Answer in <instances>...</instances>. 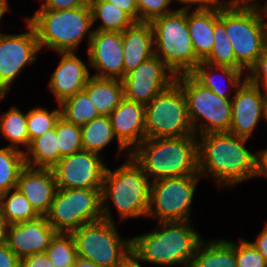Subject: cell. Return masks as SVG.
I'll use <instances>...</instances> for the list:
<instances>
[{
    "instance_id": "f546056e",
    "label": "cell",
    "mask_w": 267,
    "mask_h": 267,
    "mask_svg": "<svg viewBox=\"0 0 267 267\" xmlns=\"http://www.w3.org/2000/svg\"><path fill=\"white\" fill-rule=\"evenodd\" d=\"M0 134L9 142L7 147L24 153L29 148L27 113L20 110L18 105L8 108L0 115Z\"/></svg>"
},
{
    "instance_id": "d590c367",
    "label": "cell",
    "mask_w": 267,
    "mask_h": 267,
    "mask_svg": "<svg viewBox=\"0 0 267 267\" xmlns=\"http://www.w3.org/2000/svg\"><path fill=\"white\" fill-rule=\"evenodd\" d=\"M61 117V109L58 104L57 108L51 111L43 106L31 108L27 112V129L30 142L42 135L45 131L55 128L57 121Z\"/></svg>"
},
{
    "instance_id": "e0dca14e",
    "label": "cell",
    "mask_w": 267,
    "mask_h": 267,
    "mask_svg": "<svg viewBox=\"0 0 267 267\" xmlns=\"http://www.w3.org/2000/svg\"><path fill=\"white\" fill-rule=\"evenodd\" d=\"M266 96L259 86L246 79L231 99L229 133L250 139L264 120Z\"/></svg>"
},
{
    "instance_id": "8992f818",
    "label": "cell",
    "mask_w": 267,
    "mask_h": 267,
    "mask_svg": "<svg viewBox=\"0 0 267 267\" xmlns=\"http://www.w3.org/2000/svg\"><path fill=\"white\" fill-rule=\"evenodd\" d=\"M25 19L33 26L41 51L77 52L84 38L89 46L94 31L89 3L62 11L38 8Z\"/></svg>"
},
{
    "instance_id": "484cf974",
    "label": "cell",
    "mask_w": 267,
    "mask_h": 267,
    "mask_svg": "<svg viewBox=\"0 0 267 267\" xmlns=\"http://www.w3.org/2000/svg\"><path fill=\"white\" fill-rule=\"evenodd\" d=\"M187 24L196 57L204 61L214 45V7L187 10Z\"/></svg>"
},
{
    "instance_id": "603a6c76",
    "label": "cell",
    "mask_w": 267,
    "mask_h": 267,
    "mask_svg": "<svg viewBox=\"0 0 267 267\" xmlns=\"http://www.w3.org/2000/svg\"><path fill=\"white\" fill-rule=\"evenodd\" d=\"M124 77L154 55V33L150 22H135L122 32Z\"/></svg>"
},
{
    "instance_id": "7a4b0ae2",
    "label": "cell",
    "mask_w": 267,
    "mask_h": 267,
    "mask_svg": "<svg viewBox=\"0 0 267 267\" xmlns=\"http://www.w3.org/2000/svg\"><path fill=\"white\" fill-rule=\"evenodd\" d=\"M188 221L157 222L147 233L131 237V248L148 265L188 267L204 237Z\"/></svg>"
},
{
    "instance_id": "9f6ffc18",
    "label": "cell",
    "mask_w": 267,
    "mask_h": 267,
    "mask_svg": "<svg viewBox=\"0 0 267 267\" xmlns=\"http://www.w3.org/2000/svg\"><path fill=\"white\" fill-rule=\"evenodd\" d=\"M264 8H265V11H266V14H267V1H264V4H263Z\"/></svg>"
},
{
    "instance_id": "816d5d0a",
    "label": "cell",
    "mask_w": 267,
    "mask_h": 267,
    "mask_svg": "<svg viewBox=\"0 0 267 267\" xmlns=\"http://www.w3.org/2000/svg\"><path fill=\"white\" fill-rule=\"evenodd\" d=\"M9 0H0V33H3L1 30V22L3 20L4 14L9 11L10 5H9Z\"/></svg>"
},
{
    "instance_id": "d6a6232c",
    "label": "cell",
    "mask_w": 267,
    "mask_h": 267,
    "mask_svg": "<svg viewBox=\"0 0 267 267\" xmlns=\"http://www.w3.org/2000/svg\"><path fill=\"white\" fill-rule=\"evenodd\" d=\"M204 62L237 68V61L225 25L219 20V5L214 7V45Z\"/></svg>"
},
{
    "instance_id": "1f68e13d",
    "label": "cell",
    "mask_w": 267,
    "mask_h": 267,
    "mask_svg": "<svg viewBox=\"0 0 267 267\" xmlns=\"http://www.w3.org/2000/svg\"><path fill=\"white\" fill-rule=\"evenodd\" d=\"M1 213L8 224L29 221L40 216L17 188L1 194Z\"/></svg>"
},
{
    "instance_id": "ffe728a7",
    "label": "cell",
    "mask_w": 267,
    "mask_h": 267,
    "mask_svg": "<svg viewBox=\"0 0 267 267\" xmlns=\"http://www.w3.org/2000/svg\"><path fill=\"white\" fill-rule=\"evenodd\" d=\"M16 188L40 216H46L49 213L58 189L52 169L29 166L21 170Z\"/></svg>"
},
{
    "instance_id": "9a60e30c",
    "label": "cell",
    "mask_w": 267,
    "mask_h": 267,
    "mask_svg": "<svg viewBox=\"0 0 267 267\" xmlns=\"http://www.w3.org/2000/svg\"><path fill=\"white\" fill-rule=\"evenodd\" d=\"M175 79L176 75L153 55L122 79L124 98L146 105Z\"/></svg>"
},
{
    "instance_id": "44dd1931",
    "label": "cell",
    "mask_w": 267,
    "mask_h": 267,
    "mask_svg": "<svg viewBox=\"0 0 267 267\" xmlns=\"http://www.w3.org/2000/svg\"><path fill=\"white\" fill-rule=\"evenodd\" d=\"M118 141L131 153L145 138V105L123 98L109 115Z\"/></svg>"
},
{
    "instance_id": "3957f363",
    "label": "cell",
    "mask_w": 267,
    "mask_h": 267,
    "mask_svg": "<svg viewBox=\"0 0 267 267\" xmlns=\"http://www.w3.org/2000/svg\"><path fill=\"white\" fill-rule=\"evenodd\" d=\"M114 170L106 168L102 183V218L115 223L111 212L119 215V223L128 219L147 217L151 181L130 156Z\"/></svg>"
},
{
    "instance_id": "74e56055",
    "label": "cell",
    "mask_w": 267,
    "mask_h": 267,
    "mask_svg": "<svg viewBox=\"0 0 267 267\" xmlns=\"http://www.w3.org/2000/svg\"><path fill=\"white\" fill-rule=\"evenodd\" d=\"M241 238V239H240ZM236 242L237 267H267L264 259L254 245L247 239L240 237Z\"/></svg>"
},
{
    "instance_id": "f6af8a7d",
    "label": "cell",
    "mask_w": 267,
    "mask_h": 267,
    "mask_svg": "<svg viewBox=\"0 0 267 267\" xmlns=\"http://www.w3.org/2000/svg\"><path fill=\"white\" fill-rule=\"evenodd\" d=\"M126 12L135 22H139L137 0H105Z\"/></svg>"
},
{
    "instance_id": "8fae6325",
    "label": "cell",
    "mask_w": 267,
    "mask_h": 267,
    "mask_svg": "<svg viewBox=\"0 0 267 267\" xmlns=\"http://www.w3.org/2000/svg\"><path fill=\"white\" fill-rule=\"evenodd\" d=\"M116 224L102 219L71 232L77 256L101 267H116L131 249V237L123 238Z\"/></svg>"
},
{
    "instance_id": "e575fe53",
    "label": "cell",
    "mask_w": 267,
    "mask_h": 267,
    "mask_svg": "<svg viewBox=\"0 0 267 267\" xmlns=\"http://www.w3.org/2000/svg\"><path fill=\"white\" fill-rule=\"evenodd\" d=\"M53 267H73L77 251L71 233H57L45 251Z\"/></svg>"
},
{
    "instance_id": "f5cc1de1",
    "label": "cell",
    "mask_w": 267,
    "mask_h": 267,
    "mask_svg": "<svg viewBox=\"0 0 267 267\" xmlns=\"http://www.w3.org/2000/svg\"><path fill=\"white\" fill-rule=\"evenodd\" d=\"M264 123L267 125V97L265 99Z\"/></svg>"
},
{
    "instance_id": "4fadbf2b",
    "label": "cell",
    "mask_w": 267,
    "mask_h": 267,
    "mask_svg": "<svg viewBox=\"0 0 267 267\" xmlns=\"http://www.w3.org/2000/svg\"><path fill=\"white\" fill-rule=\"evenodd\" d=\"M23 33H0V95L8 96L16 79L41 53L33 26L24 18Z\"/></svg>"
},
{
    "instance_id": "6da1fadb",
    "label": "cell",
    "mask_w": 267,
    "mask_h": 267,
    "mask_svg": "<svg viewBox=\"0 0 267 267\" xmlns=\"http://www.w3.org/2000/svg\"><path fill=\"white\" fill-rule=\"evenodd\" d=\"M197 140L199 175L214 181L218 190L256 179L257 150L246 147L249 139L219 132L198 135Z\"/></svg>"
},
{
    "instance_id": "f35d334b",
    "label": "cell",
    "mask_w": 267,
    "mask_h": 267,
    "mask_svg": "<svg viewBox=\"0 0 267 267\" xmlns=\"http://www.w3.org/2000/svg\"><path fill=\"white\" fill-rule=\"evenodd\" d=\"M171 0H137L139 22H151L153 19L173 12Z\"/></svg>"
},
{
    "instance_id": "7bdbcfd3",
    "label": "cell",
    "mask_w": 267,
    "mask_h": 267,
    "mask_svg": "<svg viewBox=\"0 0 267 267\" xmlns=\"http://www.w3.org/2000/svg\"><path fill=\"white\" fill-rule=\"evenodd\" d=\"M20 267H53V265L44 251L20 259Z\"/></svg>"
},
{
    "instance_id": "7dc6e473",
    "label": "cell",
    "mask_w": 267,
    "mask_h": 267,
    "mask_svg": "<svg viewBox=\"0 0 267 267\" xmlns=\"http://www.w3.org/2000/svg\"><path fill=\"white\" fill-rule=\"evenodd\" d=\"M145 264L146 263L131 248L116 267H143Z\"/></svg>"
},
{
    "instance_id": "30bf717a",
    "label": "cell",
    "mask_w": 267,
    "mask_h": 267,
    "mask_svg": "<svg viewBox=\"0 0 267 267\" xmlns=\"http://www.w3.org/2000/svg\"><path fill=\"white\" fill-rule=\"evenodd\" d=\"M199 174L170 177L151 182L147 220L156 222L192 220L191 210Z\"/></svg>"
},
{
    "instance_id": "60d3db41",
    "label": "cell",
    "mask_w": 267,
    "mask_h": 267,
    "mask_svg": "<svg viewBox=\"0 0 267 267\" xmlns=\"http://www.w3.org/2000/svg\"><path fill=\"white\" fill-rule=\"evenodd\" d=\"M42 5L39 8L62 11L79 8L88 4L89 0H39Z\"/></svg>"
},
{
    "instance_id": "ba28073f",
    "label": "cell",
    "mask_w": 267,
    "mask_h": 267,
    "mask_svg": "<svg viewBox=\"0 0 267 267\" xmlns=\"http://www.w3.org/2000/svg\"><path fill=\"white\" fill-rule=\"evenodd\" d=\"M175 81L184 91L189 121L196 136L229 132L231 99L218 96L191 74L178 75Z\"/></svg>"
},
{
    "instance_id": "5b68a950",
    "label": "cell",
    "mask_w": 267,
    "mask_h": 267,
    "mask_svg": "<svg viewBox=\"0 0 267 267\" xmlns=\"http://www.w3.org/2000/svg\"><path fill=\"white\" fill-rule=\"evenodd\" d=\"M151 182L199 174L196 135L175 138H145L131 153Z\"/></svg>"
},
{
    "instance_id": "d4e9b609",
    "label": "cell",
    "mask_w": 267,
    "mask_h": 267,
    "mask_svg": "<svg viewBox=\"0 0 267 267\" xmlns=\"http://www.w3.org/2000/svg\"><path fill=\"white\" fill-rule=\"evenodd\" d=\"M81 139L83 150L102 156H104L102 150L107 148L115 140L117 141L118 148L116 160H119L122 154L125 156L123 157L124 159L130 157V152L116 138L109 116L100 115L87 124H84L81 127Z\"/></svg>"
},
{
    "instance_id": "680465c9",
    "label": "cell",
    "mask_w": 267,
    "mask_h": 267,
    "mask_svg": "<svg viewBox=\"0 0 267 267\" xmlns=\"http://www.w3.org/2000/svg\"><path fill=\"white\" fill-rule=\"evenodd\" d=\"M0 212H1V194H0Z\"/></svg>"
},
{
    "instance_id": "277c9868",
    "label": "cell",
    "mask_w": 267,
    "mask_h": 267,
    "mask_svg": "<svg viewBox=\"0 0 267 267\" xmlns=\"http://www.w3.org/2000/svg\"><path fill=\"white\" fill-rule=\"evenodd\" d=\"M219 20L225 25L237 69L248 71L267 49V14L263 4H219Z\"/></svg>"
},
{
    "instance_id": "2e32d148",
    "label": "cell",
    "mask_w": 267,
    "mask_h": 267,
    "mask_svg": "<svg viewBox=\"0 0 267 267\" xmlns=\"http://www.w3.org/2000/svg\"><path fill=\"white\" fill-rule=\"evenodd\" d=\"M122 32L94 30L86 51L92 76L99 78H124Z\"/></svg>"
},
{
    "instance_id": "7c38bea8",
    "label": "cell",
    "mask_w": 267,
    "mask_h": 267,
    "mask_svg": "<svg viewBox=\"0 0 267 267\" xmlns=\"http://www.w3.org/2000/svg\"><path fill=\"white\" fill-rule=\"evenodd\" d=\"M102 189L58 188L46 215L58 233H71L84 224L102 220Z\"/></svg>"
},
{
    "instance_id": "8d00e7d4",
    "label": "cell",
    "mask_w": 267,
    "mask_h": 267,
    "mask_svg": "<svg viewBox=\"0 0 267 267\" xmlns=\"http://www.w3.org/2000/svg\"><path fill=\"white\" fill-rule=\"evenodd\" d=\"M56 135L60 149V159L83 150L80 126L67 122L63 117H60L56 123Z\"/></svg>"
},
{
    "instance_id": "4dcf8cb0",
    "label": "cell",
    "mask_w": 267,
    "mask_h": 267,
    "mask_svg": "<svg viewBox=\"0 0 267 267\" xmlns=\"http://www.w3.org/2000/svg\"><path fill=\"white\" fill-rule=\"evenodd\" d=\"M59 106L61 117L80 127L100 116L84 90L66 98Z\"/></svg>"
},
{
    "instance_id": "52a82bcc",
    "label": "cell",
    "mask_w": 267,
    "mask_h": 267,
    "mask_svg": "<svg viewBox=\"0 0 267 267\" xmlns=\"http://www.w3.org/2000/svg\"><path fill=\"white\" fill-rule=\"evenodd\" d=\"M150 23L154 33V55L176 76L190 74L201 61L192 45L187 10L175 9Z\"/></svg>"
},
{
    "instance_id": "7402d4cb",
    "label": "cell",
    "mask_w": 267,
    "mask_h": 267,
    "mask_svg": "<svg viewBox=\"0 0 267 267\" xmlns=\"http://www.w3.org/2000/svg\"><path fill=\"white\" fill-rule=\"evenodd\" d=\"M190 74L204 87L227 99H232L247 79V73L241 69L212 65L204 61H201Z\"/></svg>"
},
{
    "instance_id": "9c48e42d",
    "label": "cell",
    "mask_w": 267,
    "mask_h": 267,
    "mask_svg": "<svg viewBox=\"0 0 267 267\" xmlns=\"http://www.w3.org/2000/svg\"><path fill=\"white\" fill-rule=\"evenodd\" d=\"M145 129L146 138L195 135L184 91L176 81L145 105Z\"/></svg>"
},
{
    "instance_id": "11a10c76",
    "label": "cell",
    "mask_w": 267,
    "mask_h": 267,
    "mask_svg": "<svg viewBox=\"0 0 267 267\" xmlns=\"http://www.w3.org/2000/svg\"><path fill=\"white\" fill-rule=\"evenodd\" d=\"M233 3H246V0H228Z\"/></svg>"
},
{
    "instance_id": "f1b7e54d",
    "label": "cell",
    "mask_w": 267,
    "mask_h": 267,
    "mask_svg": "<svg viewBox=\"0 0 267 267\" xmlns=\"http://www.w3.org/2000/svg\"><path fill=\"white\" fill-rule=\"evenodd\" d=\"M88 3L92 13L93 30L123 32L135 23L126 12L105 0H89ZM96 22L98 25L95 26Z\"/></svg>"
},
{
    "instance_id": "5bb4252c",
    "label": "cell",
    "mask_w": 267,
    "mask_h": 267,
    "mask_svg": "<svg viewBox=\"0 0 267 267\" xmlns=\"http://www.w3.org/2000/svg\"><path fill=\"white\" fill-rule=\"evenodd\" d=\"M104 159L106 160L100 154L85 150L62 157L52 168L57 187L63 189H102L108 166Z\"/></svg>"
},
{
    "instance_id": "83f0119b",
    "label": "cell",
    "mask_w": 267,
    "mask_h": 267,
    "mask_svg": "<svg viewBox=\"0 0 267 267\" xmlns=\"http://www.w3.org/2000/svg\"><path fill=\"white\" fill-rule=\"evenodd\" d=\"M24 157L26 166L52 169L60 160L56 126L34 138L24 152Z\"/></svg>"
},
{
    "instance_id": "c3c4849f",
    "label": "cell",
    "mask_w": 267,
    "mask_h": 267,
    "mask_svg": "<svg viewBox=\"0 0 267 267\" xmlns=\"http://www.w3.org/2000/svg\"><path fill=\"white\" fill-rule=\"evenodd\" d=\"M267 179V147L257 150V174L256 178Z\"/></svg>"
},
{
    "instance_id": "6f0895ef",
    "label": "cell",
    "mask_w": 267,
    "mask_h": 267,
    "mask_svg": "<svg viewBox=\"0 0 267 267\" xmlns=\"http://www.w3.org/2000/svg\"><path fill=\"white\" fill-rule=\"evenodd\" d=\"M6 97V95H0V101L3 100Z\"/></svg>"
},
{
    "instance_id": "ac0fdd59",
    "label": "cell",
    "mask_w": 267,
    "mask_h": 267,
    "mask_svg": "<svg viewBox=\"0 0 267 267\" xmlns=\"http://www.w3.org/2000/svg\"><path fill=\"white\" fill-rule=\"evenodd\" d=\"M58 232L49 224L47 216L9 224L5 244L20 258L44 252Z\"/></svg>"
},
{
    "instance_id": "bcb514c9",
    "label": "cell",
    "mask_w": 267,
    "mask_h": 267,
    "mask_svg": "<svg viewBox=\"0 0 267 267\" xmlns=\"http://www.w3.org/2000/svg\"><path fill=\"white\" fill-rule=\"evenodd\" d=\"M250 242L259 251L260 255L267 261V223H265L262 231L257 234V237Z\"/></svg>"
},
{
    "instance_id": "f907efd6",
    "label": "cell",
    "mask_w": 267,
    "mask_h": 267,
    "mask_svg": "<svg viewBox=\"0 0 267 267\" xmlns=\"http://www.w3.org/2000/svg\"><path fill=\"white\" fill-rule=\"evenodd\" d=\"M73 267H101L93 261L77 256L75 265Z\"/></svg>"
},
{
    "instance_id": "b9f144b4",
    "label": "cell",
    "mask_w": 267,
    "mask_h": 267,
    "mask_svg": "<svg viewBox=\"0 0 267 267\" xmlns=\"http://www.w3.org/2000/svg\"><path fill=\"white\" fill-rule=\"evenodd\" d=\"M222 1L228 0H171L176 3L181 10L209 9L219 5ZM181 6V7H180Z\"/></svg>"
},
{
    "instance_id": "db71d44e",
    "label": "cell",
    "mask_w": 267,
    "mask_h": 267,
    "mask_svg": "<svg viewBox=\"0 0 267 267\" xmlns=\"http://www.w3.org/2000/svg\"><path fill=\"white\" fill-rule=\"evenodd\" d=\"M262 0H246L248 4H263ZM267 1V0H266Z\"/></svg>"
},
{
    "instance_id": "ee69618b",
    "label": "cell",
    "mask_w": 267,
    "mask_h": 267,
    "mask_svg": "<svg viewBox=\"0 0 267 267\" xmlns=\"http://www.w3.org/2000/svg\"><path fill=\"white\" fill-rule=\"evenodd\" d=\"M0 267H20V258L5 243L0 245Z\"/></svg>"
},
{
    "instance_id": "836d02e7",
    "label": "cell",
    "mask_w": 267,
    "mask_h": 267,
    "mask_svg": "<svg viewBox=\"0 0 267 267\" xmlns=\"http://www.w3.org/2000/svg\"><path fill=\"white\" fill-rule=\"evenodd\" d=\"M24 153L11 147H0V194L16 188L19 174L25 167Z\"/></svg>"
},
{
    "instance_id": "681fc988",
    "label": "cell",
    "mask_w": 267,
    "mask_h": 267,
    "mask_svg": "<svg viewBox=\"0 0 267 267\" xmlns=\"http://www.w3.org/2000/svg\"><path fill=\"white\" fill-rule=\"evenodd\" d=\"M8 225L9 224L7 223L5 217L0 212V245L4 244L6 241V234H7Z\"/></svg>"
},
{
    "instance_id": "ab89813d",
    "label": "cell",
    "mask_w": 267,
    "mask_h": 267,
    "mask_svg": "<svg viewBox=\"0 0 267 267\" xmlns=\"http://www.w3.org/2000/svg\"><path fill=\"white\" fill-rule=\"evenodd\" d=\"M247 79L259 86L267 97V49L258 57L255 65L248 71Z\"/></svg>"
},
{
    "instance_id": "cb8c5ba5",
    "label": "cell",
    "mask_w": 267,
    "mask_h": 267,
    "mask_svg": "<svg viewBox=\"0 0 267 267\" xmlns=\"http://www.w3.org/2000/svg\"><path fill=\"white\" fill-rule=\"evenodd\" d=\"M188 267H237L236 242L221 237L202 239Z\"/></svg>"
},
{
    "instance_id": "d6986e66",
    "label": "cell",
    "mask_w": 267,
    "mask_h": 267,
    "mask_svg": "<svg viewBox=\"0 0 267 267\" xmlns=\"http://www.w3.org/2000/svg\"><path fill=\"white\" fill-rule=\"evenodd\" d=\"M60 61L48 82V90L52 92L60 104L68 97L83 91L92 76L89 62L83 61L76 52H57Z\"/></svg>"
},
{
    "instance_id": "4316f807",
    "label": "cell",
    "mask_w": 267,
    "mask_h": 267,
    "mask_svg": "<svg viewBox=\"0 0 267 267\" xmlns=\"http://www.w3.org/2000/svg\"><path fill=\"white\" fill-rule=\"evenodd\" d=\"M99 115L109 116L124 98L122 80L91 76L84 89Z\"/></svg>"
}]
</instances>
